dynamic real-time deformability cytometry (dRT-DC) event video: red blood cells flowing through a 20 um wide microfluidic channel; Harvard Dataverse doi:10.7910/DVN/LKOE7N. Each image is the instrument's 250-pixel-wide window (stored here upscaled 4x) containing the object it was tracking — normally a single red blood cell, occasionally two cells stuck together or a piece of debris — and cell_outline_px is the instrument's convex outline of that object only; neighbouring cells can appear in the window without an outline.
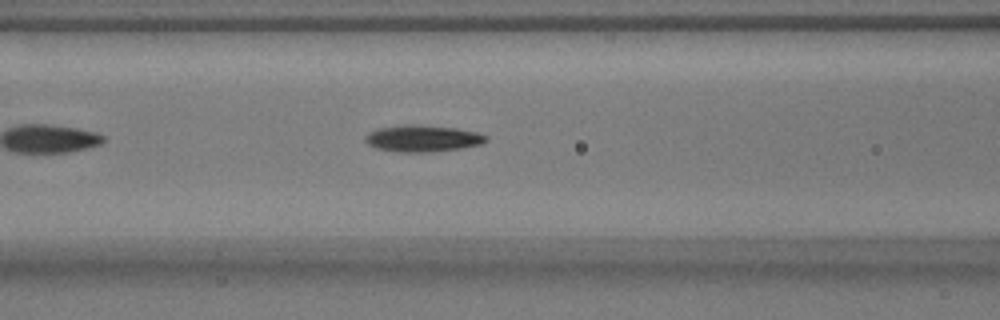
{"species": "common noctule bat (a hibernating species)", "species_latin": "Nyctalus noctula", "temperature_condition": "warm", "stored_images_in_passage": 42, "camera_frame_rate_fps": 3000, "um_per_image_px": 0.085, "animal": {"sex": "male", "body_mass_g": 17.9}, "frame": {"image": 1, "passage_image": 10, "time_ms": 3.0, "image_size_px": [1000, 320], "cell_outline_px": [[488, 140], [480, 144], [460, 148], [424, 152], [396, 152], [376, 148], [368, 144], [364, 140], [364, 136], [368, 132], [380, 128], [412, 124], [456, 128], [476, 132], [488, 136]], "centroid_in_image_um": [35.9, 11.77], "position_along_channel_um": 130.7, "area_um2": 18.55}}
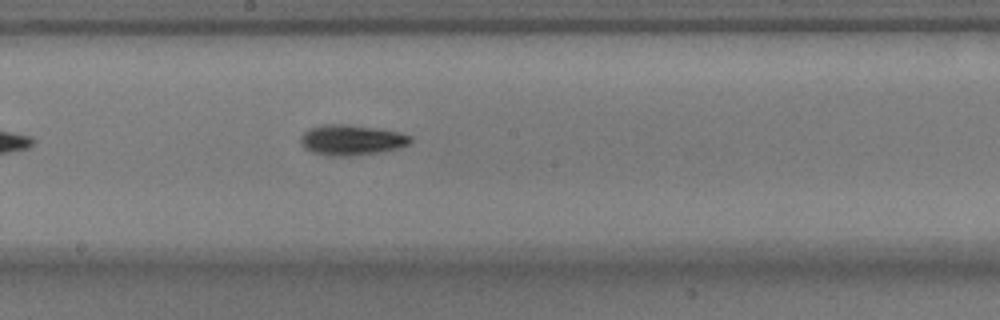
{"frame": {"image": 2, "passage_image": 17, "time_ms": 5.333, "image_size_px": [1000, 320], "cell_outline_px": [[412, 140], [408, 144], [400, 148], [380, 152], [348, 156], [332, 156], [312, 152], [304, 148], [300, 144], [300, 136], [308, 128], [320, 124], [348, 124], [376, 128], [400, 132], [412, 136]], "centroid_in_image_um": [29.86, 11.89], "position_along_channel_um": 218.3, "area_um2": 19.71}}
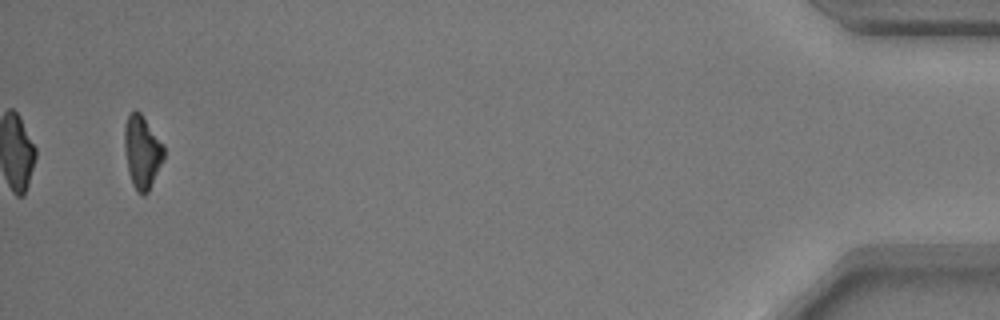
{"frame": {"image": 3, "passage_image": 40, "time_ms": 13.0, "image_size_px": [1000, 320], "cell_outline_px": [[164, 160], [148, 192], [144, 196], [132, 184], [128, 168], [124, 148], [124, 128], [128, 116], [132, 112], [140, 112], [164, 144]], "centroid_in_image_um": [12.1, 12.91], "position_along_channel_um": 423.1, "area_um2": 16.59}, "authors_computed_cell_mechanics": {"area_um2": 17.3111, "velocity_mm_per_s": 3.7571, "shape_relaxation_time_tau1_ms": 1.837, "shape_relaxation_time_tau2_ms": null, "deformation_change_tau1": 0.1606, "deformation_change_tau2": null}}